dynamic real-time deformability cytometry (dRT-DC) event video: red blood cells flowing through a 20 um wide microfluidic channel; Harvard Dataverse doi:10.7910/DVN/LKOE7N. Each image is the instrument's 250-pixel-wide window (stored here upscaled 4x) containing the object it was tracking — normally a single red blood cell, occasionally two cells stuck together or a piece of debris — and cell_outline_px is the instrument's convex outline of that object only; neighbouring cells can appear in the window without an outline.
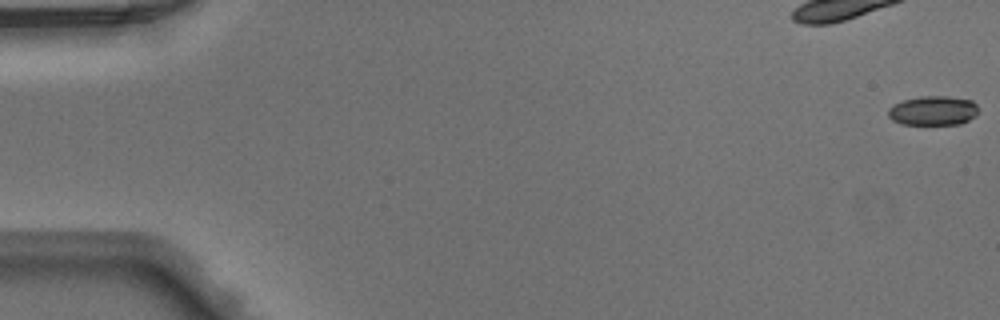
{"species": "Egyptian fruit bat (a non-hibernating species)", "species_latin": "Rousettus aegyptiacus", "temperature_condition": "warm", "stored_images_in_passage": 49, "camera_frame_rate_fps": 3000, "um_per_image_px": 0.085, "animal": {"sex": "male"}, "frame": {"image": 1, "passage_image": 1, "time_ms": 0.0, "image_size_px": [1000, 320], "cell_outline_px": [[976, 116], [960, 124], [900, 124], [892, 120], [888, 116], [888, 108], [904, 100], [920, 96], [948, 96], [972, 100], [976, 104]], "centroid_in_image_um": [79.3, 9.4], "position_along_channel_um": 5.7, "area_um2": 15.37}}
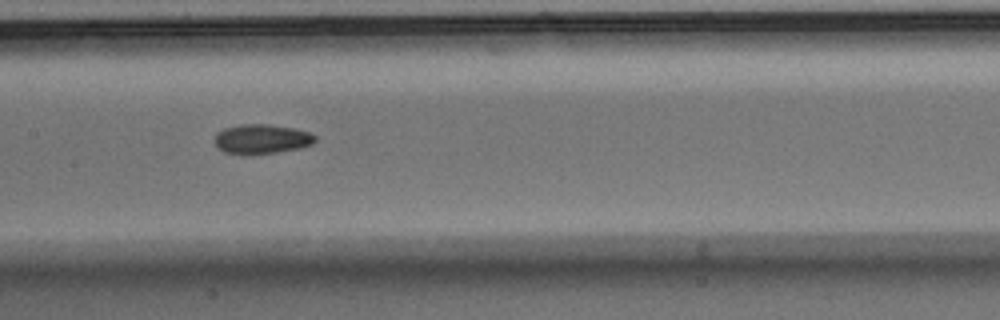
{"frame": {"image": 2, "passage_image": 25, "time_ms": 8.0, "image_size_px": [1000, 320], "cell_outline_px": [[316, 140], [312, 144], [300, 148], [276, 152], [248, 156], [240, 156], [224, 152], [216, 148], [212, 140], [216, 132], [224, 128], [240, 124], [268, 124], [296, 128], [308, 132], [316, 136]], "centroid_in_image_um": [22.16, 11.84], "position_along_channel_um": 185.2, "area_um2": 17.98}}
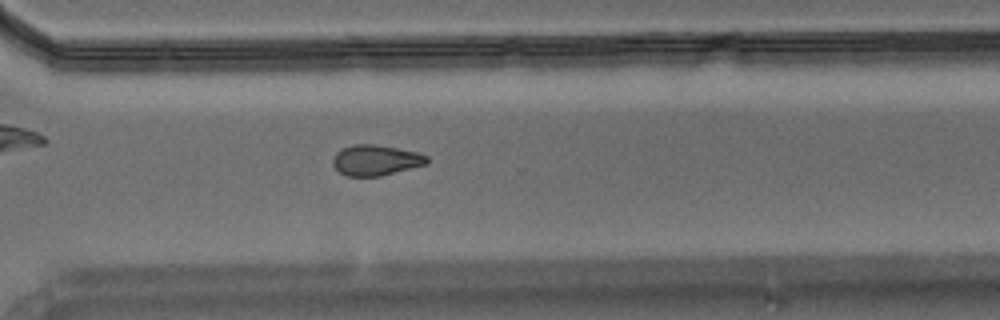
{"frame": {"image": 3, "passage_image": 36, "time_ms": 11.667, "image_size_px": [1000, 320], "cell_outline_px": [[428, 164], [380, 176], [348, 176], [340, 172], [332, 164], [332, 160], [336, 152], [352, 144], [376, 144], [416, 152], [428, 156]], "centroid_in_image_um": [31.94, 13.61], "position_along_channel_um": 338.7, "area_um2": 16.7}}